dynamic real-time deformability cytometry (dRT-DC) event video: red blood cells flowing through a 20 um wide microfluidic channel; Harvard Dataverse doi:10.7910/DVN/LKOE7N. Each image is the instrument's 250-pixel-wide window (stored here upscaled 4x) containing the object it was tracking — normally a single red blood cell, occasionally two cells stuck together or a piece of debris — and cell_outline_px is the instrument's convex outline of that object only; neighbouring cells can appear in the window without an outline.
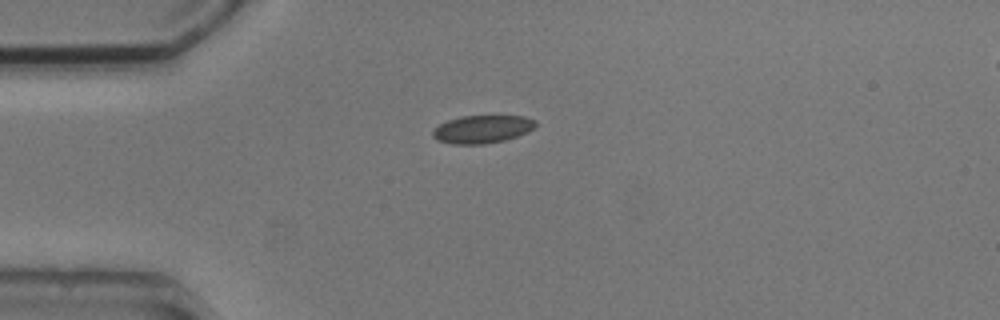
{"species": "common noctule bat (a hibernating species)", "species_latin": "Nyctalus noctula", "temperature_condition": "cold", "stored_images_in_passage": 6, "camera_frame_rate_fps": 3000, "um_per_image_px": 0.085, "animal": {"sex": "male", "body_mass_g": 20.5, "forearm_length_mm": 52.5}, "frame": {"image": 1, "passage_image": 1, "time_ms": 0.0, "image_size_px": [1000, 320], "cell_outline_px": [[536, 124], [528, 132], [504, 140], [484, 144], [452, 144], [436, 140], [432, 136], [432, 132], [440, 124], [448, 120], [460, 116], [524, 116], [536, 120]], "centroid_in_image_um": [40.98, 10.98], "position_along_channel_um": 44.0, "area_um2": 16.65}}